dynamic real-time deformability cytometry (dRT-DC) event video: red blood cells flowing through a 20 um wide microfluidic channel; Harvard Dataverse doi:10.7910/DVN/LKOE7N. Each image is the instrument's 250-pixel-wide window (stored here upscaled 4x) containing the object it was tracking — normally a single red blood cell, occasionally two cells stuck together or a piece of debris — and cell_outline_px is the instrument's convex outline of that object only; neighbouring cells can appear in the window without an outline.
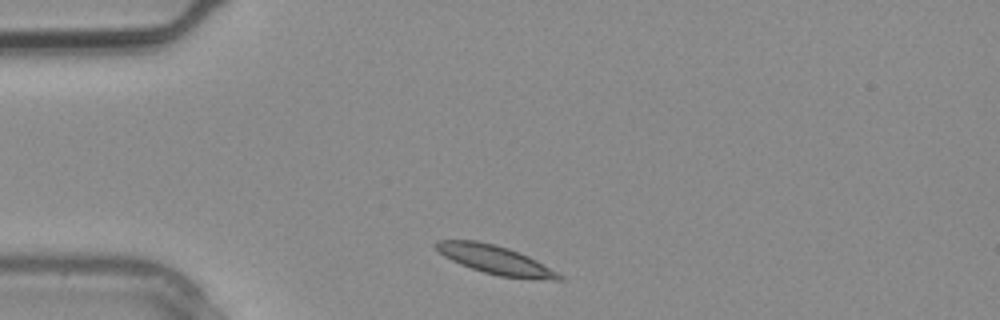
{"species": "common noctule bat (a hibernating species)", "species_latin": "Nyctalus noctula", "temperature_condition": "warm", "stored_images_in_passage": 1, "camera_frame_rate_fps": 3000, "um_per_image_px": 0.085, "animal": {"sex": "male", "body_mass_g": 20.4}, "frame": {"image": 1, "passage_image": 1, "time_ms": 0.0, "image_size_px": [1000, 320], "cell_outline_px": [[564, 280], [552, 280], [500, 276], [484, 272], [460, 264], [444, 256], [432, 244], [436, 240], [476, 240], [496, 244], [508, 248], [528, 256], [536, 260], [564, 276]], "centroid_in_image_um": [42.09, 22.07], "position_along_channel_um": 42.9, "area_um2": 20.4}}